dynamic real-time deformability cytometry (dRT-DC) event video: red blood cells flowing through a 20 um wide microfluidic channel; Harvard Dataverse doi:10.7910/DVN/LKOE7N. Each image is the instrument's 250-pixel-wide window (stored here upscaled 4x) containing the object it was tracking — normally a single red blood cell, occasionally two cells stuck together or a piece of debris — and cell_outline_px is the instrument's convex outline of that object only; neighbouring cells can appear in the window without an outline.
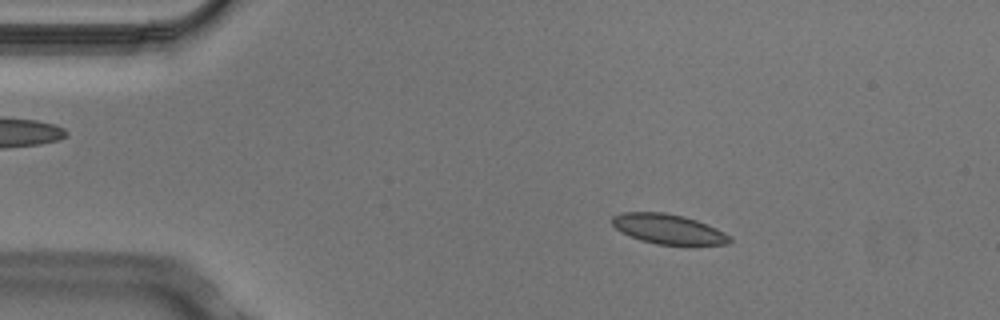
{"species": "Egyptian fruit bat (a non-hibernating species)", "species_latin": "Rousettus aegyptiacus", "temperature_condition": "cold", "stored_images_in_passage": 3, "camera_frame_rate_fps": 3000, "um_per_image_px": 0.085, "animal": {"sex": "male"}, "frame": {"image": 1, "passage_image": 2, "time_ms": 0.333, "image_size_px": [1000, 320], "cell_outline_px": [[732, 240], [728, 244], [656, 244], [640, 240], [620, 232], [612, 224], [612, 216], [624, 212], [664, 212], [684, 216], [696, 220], [716, 228], [724, 232]], "centroid_in_image_um": [56.76, 19.46], "position_along_channel_um": 28.2, "area_um2": 20.23}}